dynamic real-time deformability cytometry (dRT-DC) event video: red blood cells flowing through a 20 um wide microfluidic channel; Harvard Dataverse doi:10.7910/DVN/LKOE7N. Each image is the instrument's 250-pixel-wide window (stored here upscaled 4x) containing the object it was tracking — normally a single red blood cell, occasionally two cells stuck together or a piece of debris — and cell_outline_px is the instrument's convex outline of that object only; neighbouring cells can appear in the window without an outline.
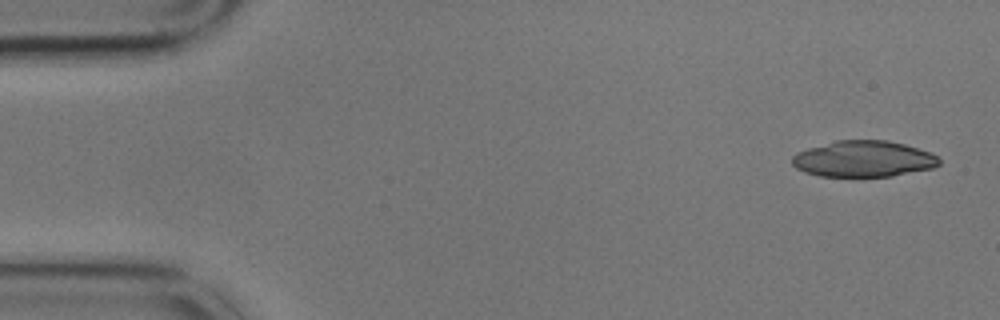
{"species": "common noctule bat (a hibernating species)", "species_latin": "Nyctalus noctula", "temperature_condition": "cold", "stored_images_in_passage": 5, "camera_frame_rate_fps": 3000, "um_per_image_px": 0.085, "animal": {"sex": "male", "body_mass_g": 17.9}, "frame": {"image": 1, "passage_image": 1, "time_ms": 0.0, "image_size_px": [1000, 320], "cell_outline_px": [[940, 164], [932, 168], [892, 176], [820, 176], [804, 172], [796, 168], [792, 164], [792, 156], [796, 152], [808, 148], [836, 140], [888, 140], [904, 144], [928, 152], [936, 156], [940, 160]], "centroid_in_image_um": [73.36, 13.5], "position_along_channel_um": 11.6, "area_um2": 30.87}}
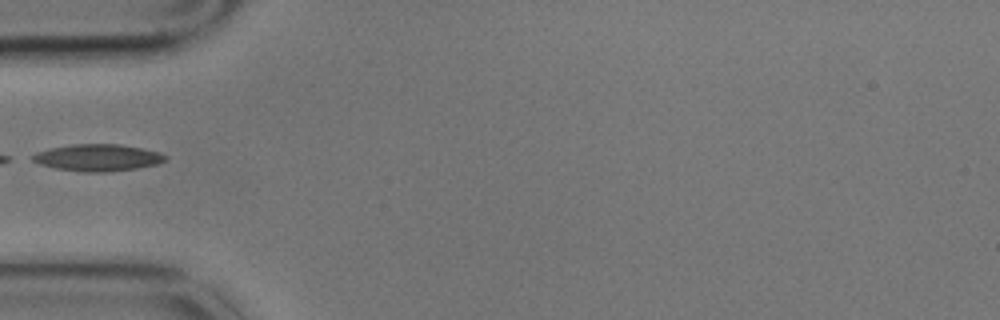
{"frame": {"image": 2, "passage_image": 5, "time_ms": 1.333, "image_size_px": [1000, 320], "cell_outline_px": [[168, 160], [156, 164], [136, 168], [108, 172], [84, 172], [56, 168], [40, 164], [32, 160], [32, 156], [36, 152], [52, 148], [72, 144], [120, 144], [160, 152], [168, 156]], "centroid_in_image_um": [8.34, 13.4], "position_along_channel_um": 76.7, "area_um2": 20.69}}